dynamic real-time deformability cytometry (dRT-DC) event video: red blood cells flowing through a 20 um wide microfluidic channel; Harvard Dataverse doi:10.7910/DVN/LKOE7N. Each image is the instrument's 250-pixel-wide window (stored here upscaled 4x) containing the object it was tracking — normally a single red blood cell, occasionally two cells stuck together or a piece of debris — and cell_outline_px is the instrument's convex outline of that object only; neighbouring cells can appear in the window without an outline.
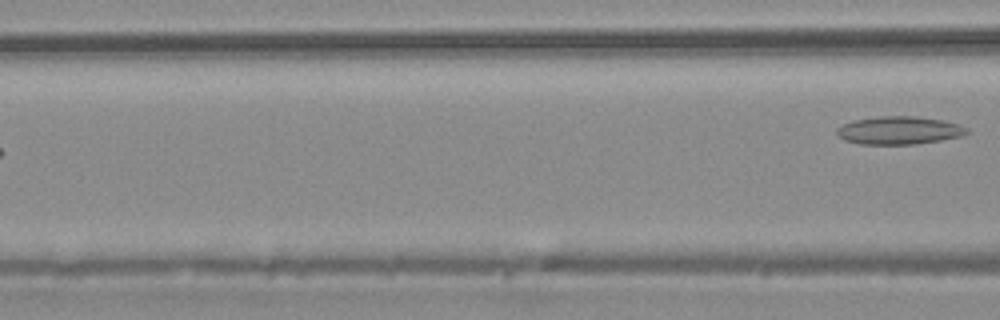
{"species": "common noctule bat (a hibernating species)", "species_latin": "Nyctalus noctula", "temperature_condition": "warm", "stored_images_in_passage": 4, "camera_frame_rate_fps": 3000, "um_per_image_px": 0.085, "animal": {"sex": "male", "body_mass_g": 20.4}, "frame": {"image": 1, "passage_image": 4, "time_ms": 1.0, "image_size_px": [1000, 320], "cell_outline_px": [[968, 132], [964, 136], [916, 144], [860, 144], [844, 140], [836, 132], [836, 128], [852, 120], [880, 116], [916, 116], [940, 120], [956, 124], [968, 128]], "centroid_in_image_um": [76.41, 11.08], "position_along_channel_um": 90.2, "area_um2": 21.1}}